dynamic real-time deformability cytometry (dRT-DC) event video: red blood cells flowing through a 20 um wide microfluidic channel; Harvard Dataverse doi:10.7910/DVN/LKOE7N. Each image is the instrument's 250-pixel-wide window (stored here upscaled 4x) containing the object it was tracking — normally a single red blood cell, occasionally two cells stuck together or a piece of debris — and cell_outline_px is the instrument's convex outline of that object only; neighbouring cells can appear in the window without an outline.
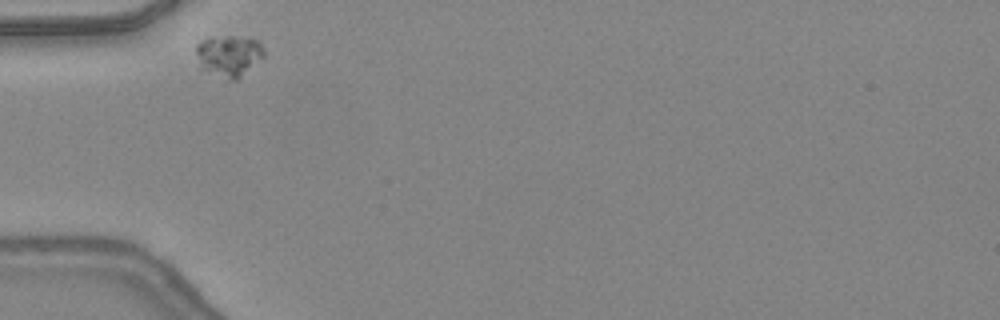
{"species": "common noctule bat (a hibernating species)", "species_latin": "Nyctalus noctula", "temperature_condition": "warm", "stored_images_in_passage": 29, "camera_frame_rate_fps": 3000, "um_per_image_px": 0.085, "animal": {"sex": "female", "body_mass_g": 24.6, "forearm_length_mm": 56.2}, "frame": {"image": 1, "passage_image": 1, "time_ms": 0.0, "image_size_px": [1000, 320], "cell_outline_px": [[264, 56], [236, 80], [232, 80], [200, 68], [196, 52], [196, 44], [200, 40], [212, 36], [252, 36], [260, 44], [264, 52]], "centroid_in_image_um": [19.44, 4.68], "position_along_channel_um": 65.6, "area_um2": 16.3}}
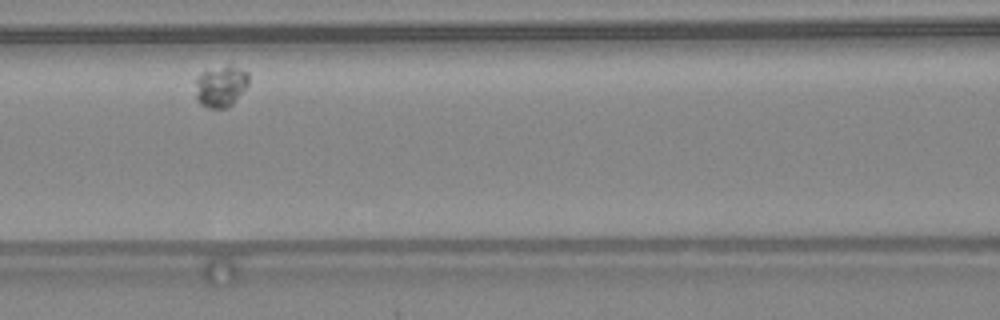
{"frame": {"image": 2, "passage_image": 8, "time_ms": 2.333, "image_size_px": [1000, 320], "cell_outline_px": [[248, 84], [232, 104], [228, 108], [208, 108], [200, 104], [196, 100], [196, 80], [200, 72], [228, 64], [232, 64], [248, 72]], "centroid_in_image_um": [18.76, 7.32], "position_along_channel_um": 147.8, "area_um2": 12.95}}
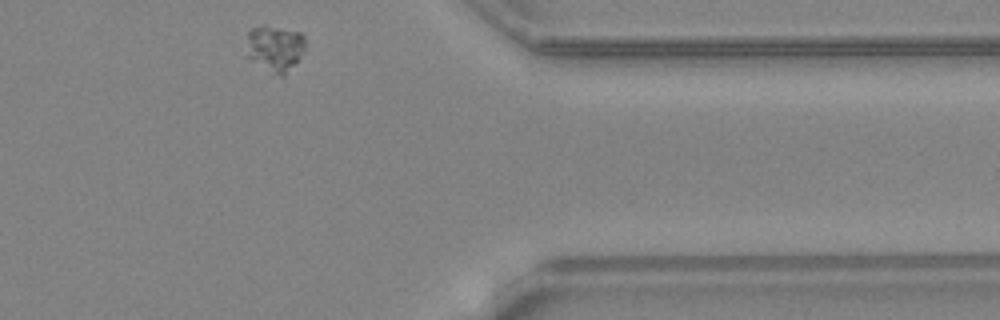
{"frame": {"image": 3, "passage_image": 28, "time_ms": 9.0, "image_size_px": [1000, 320], "cell_outline_px": [[304, 52], [280, 76], [244, 56], [248, 32], [252, 28], [264, 24], [300, 32], [304, 36]], "centroid_in_image_um": [23.3, 4.03], "position_along_channel_um": 388.1, "area_um2": 15.61}}